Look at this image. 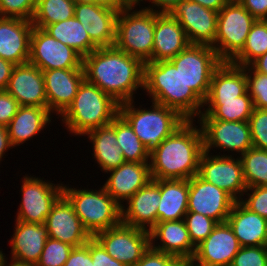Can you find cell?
Listing matches in <instances>:
<instances>
[{"instance_id": "obj_1", "label": "cell", "mask_w": 267, "mask_h": 266, "mask_svg": "<svg viewBox=\"0 0 267 266\" xmlns=\"http://www.w3.org/2000/svg\"><path fill=\"white\" fill-rule=\"evenodd\" d=\"M85 79L117 103L132 101L143 89L144 63L115 46L99 47L83 58Z\"/></svg>"}, {"instance_id": "obj_2", "label": "cell", "mask_w": 267, "mask_h": 266, "mask_svg": "<svg viewBox=\"0 0 267 266\" xmlns=\"http://www.w3.org/2000/svg\"><path fill=\"white\" fill-rule=\"evenodd\" d=\"M194 121L186 120L150 152L152 179L189 180L198 174L204 145L201 128Z\"/></svg>"}, {"instance_id": "obj_3", "label": "cell", "mask_w": 267, "mask_h": 266, "mask_svg": "<svg viewBox=\"0 0 267 266\" xmlns=\"http://www.w3.org/2000/svg\"><path fill=\"white\" fill-rule=\"evenodd\" d=\"M143 90L151 101L174 109L186 120L199 117L204 108V101L184 83L170 60L144 63Z\"/></svg>"}, {"instance_id": "obj_4", "label": "cell", "mask_w": 267, "mask_h": 266, "mask_svg": "<svg viewBox=\"0 0 267 266\" xmlns=\"http://www.w3.org/2000/svg\"><path fill=\"white\" fill-rule=\"evenodd\" d=\"M119 114V103L86 79L68 108L59 116L69 134L83 136L90 130L109 125Z\"/></svg>"}, {"instance_id": "obj_5", "label": "cell", "mask_w": 267, "mask_h": 266, "mask_svg": "<svg viewBox=\"0 0 267 266\" xmlns=\"http://www.w3.org/2000/svg\"><path fill=\"white\" fill-rule=\"evenodd\" d=\"M150 109L135 107L134 100L119 104V114L151 152L185 121L177 111L151 101ZM152 107V108H151Z\"/></svg>"}, {"instance_id": "obj_6", "label": "cell", "mask_w": 267, "mask_h": 266, "mask_svg": "<svg viewBox=\"0 0 267 266\" xmlns=\"http://www.w3.org/2000/svg\"><path fill=\"white\" fill-rule=\"evenodd\" d=\"M63 195L73 205L75 213L92 237L121 223V206L103 185L98 190H81L63 185Z\"/></svg>"}, {"instance_id": "obj_7", "label": "cell", "mask_w": 267, "mask_h": 266, "mask_svg": "<svg viewBox=\"0 0 267 266\" xmlns=\"http://www.w3.org/2000/svg\"><path fill=\"white\" fill-rule=\"evenodd\" d=\"M136 6L118 12L114 46L143 63L152 62L155 12L144 7L138 11Z\"/></svg>"}, {"instance_id": "obj_8", "label": "cell", "mask_w": 267, "mask_h": 266, "mask_svg": "<svg viewBox=\"0 0 267 266\" xmlns=\"http://www.w3.org/2000/svg\"><path fill=\"white\" fill-rule=\"evenodd\" d=\"M256 19L237 1L229 0L218 12L212 47L222 62H231L243 49Z\"/></svg>"}, {"instance_id": "obj_9", "label": "cell", "mask_w": 267, "mask_h": 266, "mask_svg": "<svg viewBox=\"0 0 267 266\" xmlns=\"http://www.w3.org/2000/svg\"><path fill=\"white\" fill-rule=\"evenodd\" d=\"M170 61L180 71L184 83L204 101L213 72L222 63L215 49L209 45L189 44Z\"/></svg>"}, {"instance_id": "obj_10", "label": "cell", "mask_w": 267, "mask_h": 266, "mask_svg": "<svg viewBox=\"0 0 267 266\" xmlns=\"http://www.w3.org/2000/svg\"><path fill=\"white\" fill-rule=\"evenodd\" d=\"M42 179L28 174L23 176L20 189L22 199L15 220L45 224L53 205L63 195L64 184Z\"/></svg>"}, {"instance_id": "obj_11", "label": "cell", "mask_w": 267, "mask_h": 266, "mask_svg": "<svg viewBox=\"0 0 267 266\" xmlns=\"http://www.w3.org/2000/svg\"><path fill=\"white\" fill-rule=\"evenodd\" d=\"M114 259L134 266L150 248V232L120 223L93 236Z\"/></svg>"}, {"instance_id": "obj_12", "label": "cell", "mask_w": 267, "mask_h": 266, "mask_svg": "<svg viewBox=\"0 0 267 266\" xmlns=\"http://www.w3.org/2000/svg\"><path fill=\"white\" fill-rule=\"evenodd\" d=\"M29 63L42 71L83 69V57L78 52L39 27H33L31 32Z\"/></svg>"}, {"instance_id": "obj_13", "label": "cell", "mask_w": 267, "mask_h": 266, "mask_svg": "<svg viewBox=\"0 0 267 266\" xmlns=\"http://www.w3.org/2000/svg\"><path fill=\"white\" fill-rule=\"evenodd\" d=\"M211 155L203 152L200 158L198 175L205 181L223 189L236 201L243 198L247 186L243 177L242 163L239 156Z\"/></svg>"}, {"instance_id": "obj_14", "label": "cell", "mask_w": 267, "mask_h": 266, "mask_svg": "<svg viewBox=\"0 0 267 266\" xmlns=\"http://www.w3.org/2000/svg\"><path fill=\"white\" fill-rule=\"evenodd\" d=\"M198 123L205 152L218 148L227 151L228 156L230 151L242 155L253 147L248 121L198 120Z\"/></svg>"}, {"instance_id": "obj_15", "label": "cell", "mask_w": 267, "mask_h": 266, "mask_svg": "<svg viewBox=\"0 0 267 266\" xmlns=\"http://www.w3.org/2000/svg\"><path fill=\"white\" fill-rule=\"evenodd\" d=\"M236 200L223 189L203 180L198 174L189 179L188 212L224 223Z\"/></svg>"}, {"instance_id": "obj_16", "label": "cell", "mask_w": 267, "mask_h": 266, "mask_svg": "<svg viewBox=\"0 0 267 266\" xmlns=\"http://www.w3.org/2000/svg\"><path fill=\"white\" fill-rule=\"evenodd\" d=\"M186 33L190 44L212 46L216 38L218 12L182 0L171 12Z\"/></svg>"}, {"instance_id": "obj_17", "label": "cell", "mask_w": 267, "mask_h": 266, "mask_svg": "<svg viewBox=\"0 0 267 266\" xmlns=\"http://www.w3.org/2000/svg\"><path fill=\"white\" fill-rule=\"evenodd\" d=\"M241 245L227 222L218 223L196 247L190 266H230Z\"/></svg>"}, {"instance_id": "obj_18", "label": "cell", "mask_w": 267, "mask_h": 266, "mask_svg": "<svg viewBox=\"0 0 267 266\" xmlns=\"http://www.w3.org/2000/svg\"><path fill=\"white\" fill-rule=\"evenodd\" d=\"M48 237L80 247L92 237L75 213L73 205L62 195L46 218Z\"/></svg>"}, {"instance_id": "obj_19", "label": "cell", "mask_w": 267, "mask_h": 266, "mask_svg": "<svg viewBox=\"0 0 267 266\" xmlns=\"http://www.w3.org/2000/svg\"><path fill=\"white\" fill-rule=\"evenodd\" d=\"M74 16L98 48L114 46L117 11L94 3H75Z\"/></svg>"}, {"instance_id": "obj_20", "label": "cell", "mask_w": 267, "mask_h": 266, "mask_svg": "<svg viewBox=\"0 0 267 266\" xmlns=\"http://www.w3.org/2000/svg\"><path fill=\"white\" fill-rule=\"evenodd\" d=\"M6 91L20 106L48 108L43 72L29 62L14 66Z\"/></svg>"}, {"instance_id": "obj_21", "label": "cell", "mask_w": 267, "mask_h": 266, "mask_svg": "<svg viewBox=\"0 0 267 266\" xmlns=\"http://www.w3.org/2000/svg\"><path fill=\"white\" fill-rule=\"evenodd\" d=\"M49 111L59 116L68 108L85 79L84 69L42 71Z\"/></svg>"}, {"instance_id": "obj_22", "label": "cell", "mask_w": 267, "mask_h": 266, "mask_svg": "<svg viewBox=\"0 0 267 266\" xmlns=\"http://www.w3.org/2000/svg\"><path fill=\"white\" fill-rule=\"evenodd\" d=\"M160 199V188L151 179L121 206V223L150 231L157 223Z\"/></svg>"}, {"instance_id": "obj_23", "label": "cell", "mask_w": 267, "mask_h": 266, "mask_svg": "<svg viewBox=\"0 0 267 266\" xmlns=\"http://www.w3.org/2000/svg\"><path fill=\"white\" fill-rule=\"evenodd\" d=\"M32 21L0 17V57L14 65L29 62Z\"/></svg>"}, {"instance_id": "obj_24", "label": "cell", "mask_w": 267, "mask_h": 266, "mask_svg": "<svg viewBox=\"0 0 267 266\" xmlns=\"http://www.w3.org/2000/svg\"><path fill=\"white\" fill-rule=\"evenodd\" d=\"M109 173L103 187L120 206L152 179L149 162H125Z\"/></svg>"}, {"instance_id": "obj_25", "label": "cell", "mask_w": 267, "mask_h": 266, "mask_svg": "<svg viewBox=\"0 0 267 266\" xmlns=\"http://www.w3.org/2000/svg\"><path fill=\"white\" fill-rule=\"evenodd\" d=\"M149 232L153 249L189 262L193 259L196 247L192 244L184 219L158 222Z\"/></svg>"}, {"instance_id": "obj_26", "label": "cell", "mask_w": 267, "mask_h": 266, "mask_svg": "<svg viewBox=\"0 0 267 266\" xmlns=\"http://www.w3.org/2000/svg\"><path fill=\"white\" fill-rule=\"evenodd\" d=\"M189 44L185 31L171 13L155 12L152 62L169 61Z\"/></svg>"}, {"instance_id": "obj_27", "label": "cell", "mask_w": 267, "mask_h": 266, "mask_svg": "<svg viewBox=\"0 0 267 266\" xmlns=\"http://www.w3.org/2000/svg\"><path fill=\"white\" fill-rule=\"evenodd\" d=\"M14 228V234L8 241L10 260L36 266L48 239L46 225L15 220Z\"/></svg>"}, {"instance_id": "obj_28", "label": "cell", "mask_w": 267, "mask_h": 266, "mask_svg": "<svg viewBox=\"0 0 267 266\" xmlns=\"http://www.w3.org/2000/svg\"><path fill=\"white\" fill-rule=\"evenodd\" d=\"M226 222L241 247L267 246V219L236 201Z\"/></svg>"}, {"instance_id": "obj_29", "label": "cell", "mask_w": 267, "mask_h": 266, "mask_svg": "<svg viewBox=\"0 0 267 266\" xmlns=\"http://www.w3.org/2000/svg\"><path fill=\"white\" fill-rule=\"evenodd\" d=\"M247 92L245 67L222 62L213 72L210 89L204 101H230Z\"/></svg>"}, {"instance_id": "obj_30", "label": "cell", "mask_w": 267, "mask_h": 266, "mask_svg": "<svg viewBox=\"0 0 267 266\" xmlns=\"http://www.w3.org/2000/svg\"><path fill=\"white\" fill-rule=\"evenodd\" d=\"M160 188L157 223L182 220L188 212L189 180L152 179Z\"/></svg>"}, {"instance_id": "obj_31", "label": "cell", "mask_w": 267, "mask_h": 266, "mask_svg": "<svg viewBox=\"0 0 267 266\" xmlns=\"http://www.w3.org/2000/svg\"><path fill=\"white\" fill-rule=\"evenodd\" d=\"M48 108L20 106L16 115L7 125L10 141L14 147L20 146L48 127L52 122Z\"/></svg>"}, {"instance_id": "obj_32", "label": "cell", "mask_w": 267, "mask_h": 266, "mask_svg": "<svg viewBox=\"0 0 267 266\" xmlns=\"http://www.w3.org/2000/svg\"><path fill=\"white\" fill-rule=\"evenodd\" d=\"M83 136H88L92 142L93 158L98 163L101 171L107 173L125 163L121 148L118 146L115 132V118L106 126L88 131Z\"/></svg>"}, {"instance_id": "obj_33", "label": "cell", "mask_w": 267, "mask_h": 266, "mask_svg": "<svg viewBox=\"0 0 267 266\" xmlns=\"http://www.w3.org/2000/svg\"><path fill=\"white\" fill-rule=\"evenodd\" d=\"M198 120L249 121L254 109L253 100L247 91L230 101H204Z\"/></svg>"}, {"instance_id": "obj_34", "label": "cell", "mask_w": 267, "mask_h": 266, "mask_svg": "<svg viewBox=\"0 0 267 266\" xmlns=\"http://www.w3.org/2000/svg\"><path fill=\"white\" fill-rule=\"evenodd\" d=\"M44 30L53 38L68 45L83 58L98 47L90 40L83 25L74 17L47 25Z\"/></svg>"}, {"instance_id": "obj_35", "label": "cell", "mask_w": 267, "mask_h": 266, "mask_svg": "<svg viewBox=\"0 0 267 266\" xmlns=\"http://www.w3.org/2000/svg\"><path fill=\"white\" fill-rule=\"evenodd\" d=\"M115 132L126 162H149V150L120 114L115 117Z\"/></svg>"}, {"instance_id": "obj_36", "label": "cell", "mask_w": 267, "mask_h": 266, "mask_svg": "<svg viewBox=\"0 0 267 266\" xmlns=\"http://www.w3.org/2000/svg\"><path fill=\"white\" fill-rule=\"evenodd\" d=\"M74 12V0H37L32 24L44 29L47 25L74 17Z\"/></svg>"}, {"instance_id": "obj_37", "label": "cell", "mask_w": 267, "mask_h": 266, "mask_svg": "<svg viewBox=\"0 0 267 266\" xmlns=\"http://www.w3.org/2000/svg\"><path fill=\"white\" fill-rule=\"evenodd\" d=\"M267 52V20H256L247 36L242 51L231 61L232 64L249 66Z\"/></svg>"}, {"instance_id": "obj_38", "label": "cell", "mask_w": 267, "mask_h": 266, "mask_svg": "<svg viewBox=\"0 0 267 266\" xmlns=\"http://www.w3.org/2000/svg\"><path fill=\"white\" fill-rule=\"evenodd\" d=\"M239 158L247 188L267 186V150L251 147Z\"/></svg>"}, {"instance_id": "obj_39", "label": "cell", "mask_w": 267, "mask_h": 266, "mask_svg": "<svg viewBox=\"0 0 267 266\" xmlns=\"http://www.w3.org/2000/svg\"><path fill=\"white\" fill-rule=\"evenodd\" d=\"M74 247L48 237L36 266H64Z\"/></svg>"}, {"instance_id": "obj_40", "label": "cell", "mask_w": 267, "mask_h": 266, "mask_svg": "<svg viewBox=\"0 0 267 266\" xmlns=\"http://www.w3.org/2000/svg\"><path fill=\"white\" fill-rule=\"evenodd\" d=\"M184 221L192 244L195 247L201 244L218 224L212 218L195 212H187Z\"/></svg>"}, {"instance_id": "obj_41", "label": "cell", "mask_w": 267, "mask_h": 266, "mask_svg": "<svg viewBox=\"0 0 267 266\" xmlns=\"http://www.w3.org/2000/svg\"><path fill=\"white\" fill-rule=\"evenodd\" d=\"M247 77V91L258 109H267V75L254 71L245 66Z\"/></svg>"}, {"instance_id": "obj_42", "label": "cell", "mask_w": 267, "mask_h": 266, "mask_svg": "<svg viewBox=\"0 0 267 266\" xmlns=\"http://www.w3.org/2000/svg\"><path fill=\"white\" fill-rule=\"evenodd\" d=\"M37 0H0V17L32 21Z\"/></svg>"}, {"instance_id": "obj_43", "label": "cell", "mask_w": 267, "mask_h": 266, "mask_svg": "<svg viewBox=\"0 0 267 266\" xmlns=\"http://www.w3.org/2000/svg\"><path fill=\"white\" fill-rule=\"evenodd\" d=\"M248 122L253 147L267 150V109L254 107Z\"/></svg>"}, {"instance_id": "obj_44", "label": "cell", "mask_w": 267, "mask_h": 266, "mask_svg": "<svg viewBox=\"0 0 267 266\" xmlns=\"http://www.w3.org/2000/svg\"><path fill=\"white\" fill-rule=\"evenodd\" d=\"M230 266H267V246L241 247Z\"/></svg>"}, {"instance_id": "obj_45", "label": "cell", "mask_w": 267, "mask_h": 266, "mask_svg": "<svg viewBox=\"0 0 267 266\" xmlns=\"http://www.w3.org/2000/svg\"><path fill=\"white\" fill-rule=\"evenodd\" d=\"M244 193L243 198L244 195L247 198H242L240 202L250 211L267 219V186L248 187Z\"/></svg>"}, {"instance_id": "obj_46", "label": "cell", "mask_w": 267, "mask_h": 266, "mask_svg": "<svg viewBox=\"0 0 267 266\" xmlns=\"http://www.w3.org/2000/svg\"><path fill=\"white\" fill-rule=\"evenodd\" d=\"M134 266H190L188 260L150 248Z\"/></svg>"}, {"instance_id": "obj_47", "label": "cell", "mask_w": 267, "mask_h": 266, "mask_svg": "<svg viewBox=\"0 0 267 266\" xmlns=\"http://www.w3.org/2000/svg\"><path fill=\"white\" fill-rule=\"evenodd\" d=\"M89 252L93 266H125L111 257L94 237L89 239Z\"/></svg>"}, {"instance_id": "obj_48", "label": "cell", "mask_w": 267, "mask_h": 266, "mask_svg": "<svg viewBox=\"0 0 267 266\" xmlns=\"http://www.w3.org/2000/svg\"><path fill=\"white\" fill-rule=\"evenodd\" d=\"M20 104L6 90H0V124L7 126L16 115Z\"/></svg>"}, {"instance_id": "obj_49", "label": "cell", "mask_w": 267, "mask_h": 266, "mask_svg": "<svg viewBox=\"0 0 267 266\" xmlns=\"http://www.w3.org/2000/svg\"><path fill=\"white\" fill-rule=\"evenodd\" d=\"M64 266H93L89 252V240L85 245L72 249Z\"/></svg>"}, {"instance_id": "obj_50", "label": "cell", "mask_w": 267, "mask_h": 266, "mask_svg": "<svg viewBox=\"0 0 267 266\" xmlns=\"http://www.w3.org/2000/svg\"><path fill=\"white\" fill-rule=\"evenodd\" d=\"M256 20H267V0H237Z\"/></svg>"}, {"instance_id": "obj_51", "label": "cell", "mask_w": 267, "mask_h": 266, "mask_svg": "<svg viewBox=\"0 0 267 266\" xmlns=\"http://www.w3.org/2000/svg\"><path fill=\"white\" fill-rule=\"evenodd\" d=\"M149 4L146 9L152 10L158 13H171L172 10L182 1V0H147ZM146 2V0H145Z\"/></svg>"}, {"instance_id": "obj_52", "label": "cell", "mask_w": 267, "mask_h": 266, "mask_svg": "<svg viewBox=\"0 0 267 266\" xmlns=\"http://www.w3.org/2000/svg\"><path fill=\"white\" fill-rule=\"evenodd\" d=\"M14 64L0 57V90H6Z\"/></svg>"}, {"instance_id": "obj_53", "label": "cell", "mask_w": 267, "mask_h": 266, "mask_svg": "<svg viewBox=\"0 0 267 266\" xmlns=\"http://www.w3.org/2000/svg\"><path fill=\"white\" fill-rule=\"evenodd\" d=\"M14 148L12 145L9 134L7 131V126L0 124V162L2 161V158H5L4 155L6 151L11 150Z\"/></svg>"}, {"instance_id": "obj_54", "label": "cell", "mask_w": 267, "mask_h": 266, "mask_svg": "<svg viewBox=\"0 0 267 266\" xmlns=\"http://www.w3.org/2000/svg\"><path fill=\"white\" fill-rule=\"evenodd\" d=\"M94 4L120 12L130 4L126 0H94Z\"/></svg>"}, {"instance_id": "obj_55", "label": "cell", "mask_w": 267, "mask_h": 266, "mask_svg": "<svg viewBox=\"0 0 267 266\" xmlns=\"http://www.w3.org/2000/svg\"><path fill=\"white\" fill-rule=\"evenodd\" d=\"M196 2L203 7L219 12L229 0H190Z\"/></svg>"}, {"instance_id": "obj_56", "label": "cell", "mask_w": 267, "mask_h": 266, "mask_svg": "<svg viewBox=\"0 0 267 266\" xmlns=\"http://www.w3.org/2000/svg\"><path fill=\"white\" fill-rule=\"evenodd\" d=\"M254 71L267 75V52L249 65Z\"/></svg>"}, {"instance_id": "obj_57", "label": "cell", "mask_w": 267, "mask_h": 266, "mask_svg": "<svg viewBox=\"0 0 267 266\" xmlns=\"http://www.w3.org/2000/svg\"><path fill=\"white\" fill-rule=\"evenodd\" d=\"M5 257L6 255L3 257L1 266H34V265L19 263L13 260H10L11 262L9 261L7 262V257L6 258Z\"/></svg>"}, {"instance_id": "obj_58", "label": "cell", "mask_w": 267, "mask_h": 266, "mask_svg": "<svg viewBox=\"0 0 267 266\" xmlns=\"http://www.w3.org/2000/svg\"><path fill=\"white\" fill-rule=\"evenodd\" d=\"M130 5H139L141 6L140 2H142L143 0H126Z\"/></svg>"}, {"instance_id": "obj_59", "label": "cell", "mask_w": 267, "mask_h": 266, "mask_svg": "<svg viewBox=\"0 0 267 266\" xmlns=\"http://www.w3.org/2000/svg\"><path fill=\"white\" fill-rule=\"evenodd\" d=\"M75 3H94V0H74Z\"/></svg>"}, {"instance_id": "obj_60", "label": "cell", "mask_w": 267, "mask_h": 266, "mask_svg": "<svg viewBox=\"0 0 267 266\" xmlns=\"http://www.w3.org/2000/svg\"><path fill=\"white\" fill-rule=\"evenodd\" d=\"M5 256V254L3 253L2 250H0V266L2 264V260H3V257Z\"/></svg>"}]
</instances>
